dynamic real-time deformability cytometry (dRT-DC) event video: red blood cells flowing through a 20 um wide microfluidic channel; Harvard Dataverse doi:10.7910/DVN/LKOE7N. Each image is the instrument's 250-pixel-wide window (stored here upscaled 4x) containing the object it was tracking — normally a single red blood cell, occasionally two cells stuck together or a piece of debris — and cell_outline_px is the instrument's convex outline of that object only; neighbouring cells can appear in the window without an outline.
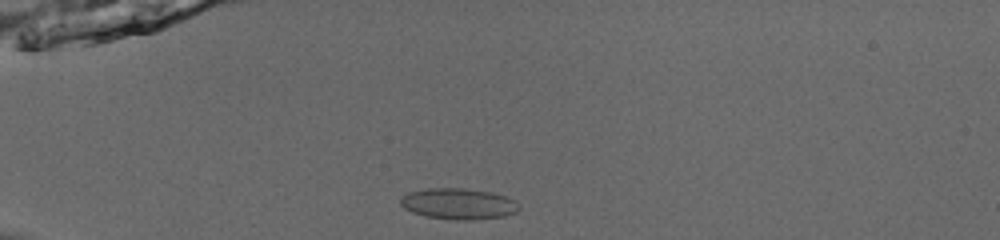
{"species": "common noctule bat (a hibernating species)", "species_latin": "Nyctalus noctula", "temperature_condition": "room temperature", "stored_images_in_passage": 39, "camera_frame_rate_fps": 3000, "um_per_image_px": 0.085, "animal": {"sex": "male", "body_mass_g": 13.0, "forearm_length_mm": 53.1}, "frame": {"image": 1, "passage_image": 1, "time_ms": 0.0, "image_size_px": [1000, 240], "cell_outline_px": [[520, 208], [516, 212], [504, 216], [472, 220], [452, 220], [424, 216], [412, 212], [404, 208], [400, 204], [400, 196], [408, 192], [428, 188], [464, 188], [492, 192], [516, 200], [520, 204]], "centroid_in_image_um": [38.96, 17.32], "position_along_channel_um": 46.0, "area_um2": 21.73}}
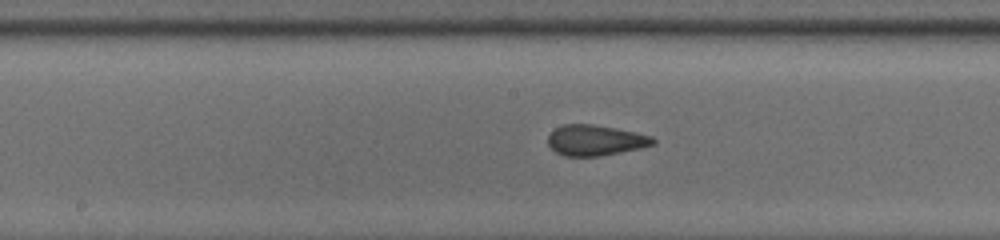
{"frame": {"image": 2, "passage_image": 15, "time_ms": 4.667, "image_size_px": [1000, 240], "cell_outline_px": [[656, 144], [640, 148], [600, 156], [564, 156], [556, 152], [548, 144], [548, 136], [556, 128], [564, 124], [592, 124], [616, 128], [636, 132], [652, 136], [656, 140]], "centroid_in_image_um": [50.63, 11.92], "position_along_channel_um": 197.6, "area_um2": 18.73}}
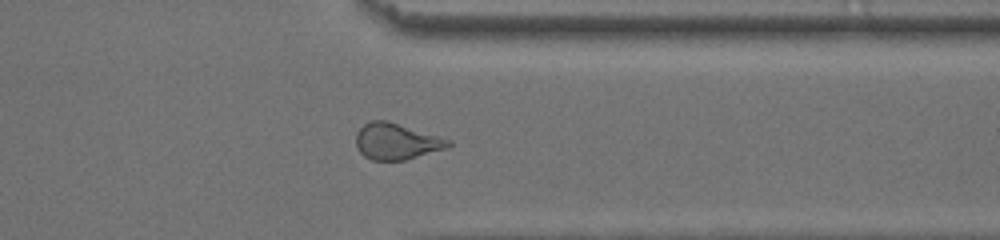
{"frame": {"image": 3, "passage_image": 29, "time_ms": 9.333, "image_size_px": [1000, 240], "cell_outline_px": [[452, 144], [444, 148], [404, 160], [372, 160], [364, 156], [360, 152], [356, 144], [356, 132], [364, 124], [372, 120], [388, 120], [452, 140]], "centroid_in_image_um": [33.67, 12.0], "position_along_channel_um": 377.7, "area_um2": 19.36}, "authors_computed_cell_mechanics": {"area_um2": 19.4786, "velocity_mm_per_s": 3.8772, "shape_relaxation_time_tau1_ms": null, "shape_relaxation_time_tau2_ms": 1.0741, "deformation_change_tau1": null, "deformation_change_tau2": 0.0584}}